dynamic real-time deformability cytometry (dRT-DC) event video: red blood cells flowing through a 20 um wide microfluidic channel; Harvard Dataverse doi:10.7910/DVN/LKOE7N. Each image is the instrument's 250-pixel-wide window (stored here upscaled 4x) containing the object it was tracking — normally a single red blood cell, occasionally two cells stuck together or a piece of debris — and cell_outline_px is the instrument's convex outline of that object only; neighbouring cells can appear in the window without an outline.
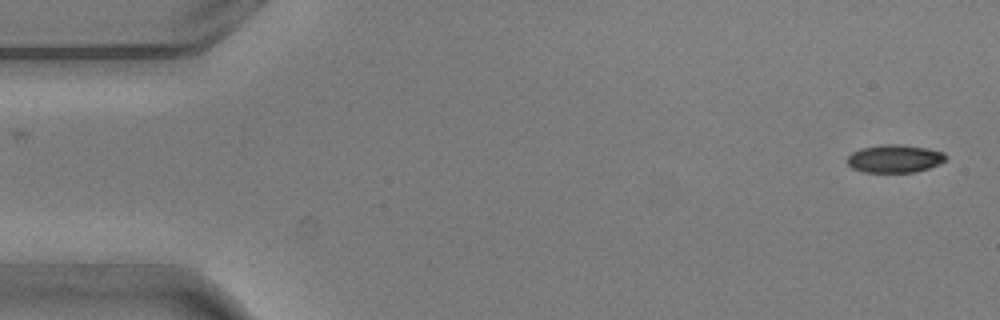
{"species": "common noctule bat (a hibernating species)", "species_latin": "Nyctalus noctula", "temperature_condition": "warm", "stored_images_in_passage": 2, "camera_frame_rate_fps": 3000, "um_per_image_px": 0.085, "animal": {"sex": "male", "body_mass_g": 20.5, "forearm_length_mm": 52.5}, "frame": {"image": 1, "passage_image": 2, "time_ms": 0.333, "image_size_px": [1000, 320], "cell_outline_px": [[948, 156], [940, 164], [916, 172], [864, 172], [852, 168], [848, 164], [848, 156], [852, 152], [860, 148], [880, 144], [896, 144], [928, 148], [944, 152]], "centroid_in_image_um": [76.05, 13.48], "position_along_channel_um": 8.9, "area_um2": 16.13}}